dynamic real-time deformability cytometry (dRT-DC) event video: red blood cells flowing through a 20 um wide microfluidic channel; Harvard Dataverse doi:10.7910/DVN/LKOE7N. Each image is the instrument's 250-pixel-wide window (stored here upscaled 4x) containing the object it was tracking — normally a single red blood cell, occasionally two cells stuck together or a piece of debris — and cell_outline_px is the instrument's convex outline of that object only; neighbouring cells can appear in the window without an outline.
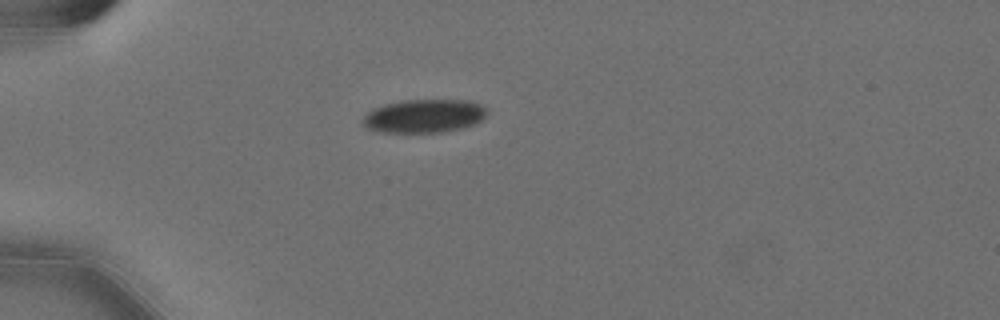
{"species": "Egyptian fruit bat (a non-hibernating species)", "species_latin": "Rousettus aegyptiacus", "temperature_condition": "cold", "stored_images_in_passage": 42, "camera_frame_rate_fps": 3000, "um_per_image_px": 0.085, "animal": {"sex": "female"}, "frame": {"image": 1, "passage_image": 1, "time_ms": 0.0, "image_size_px": [1000, 320], "cell_outline_px": [[488, 112], [480, 120], [464, 128], [440, 132], [380, 132], [368, 128], [364, 124], [364, 116], [372, 108], [384, 104], [404, 100], [472, 100], [480, 104]], "centroid_in_image_um": [36.05, 9.85], "position_along_channel_um": 49.0, "area_um2": 24.04}}
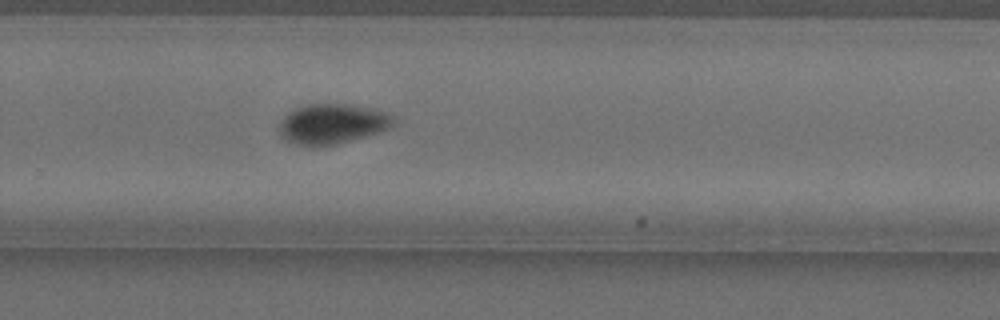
{"frame": {"image": 2, "passage_image": 24, "time_ms": 7.667, "image_size_px": [1000, 320], "cell_outline_px": [[396, 120], [388, 128], [380, 132], [336, 144], [296, 144], [288, 140], [280, 132], [280, 124], [284, 116], [288, 112], [296, 108], [308, 104], [348, 104], [392, 112]], "centroid_in_image_um": [28.32, 10.49], "position_along_channel_um": 301.5, "area_um2": 26.18}}
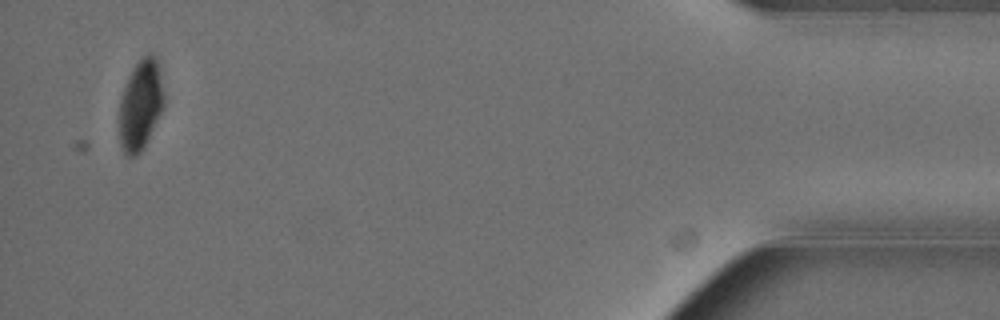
{"frame": {"image": 3, "passage_image": 40, "time_ms": 13.0, "image_size_px": [1000, 320], "cell_outline_px": [[164, 108], [140, 152], [136, 156], [128, 156], [124, 152], [120, 144], [120, 96], [128, 76], [136, 64], [148, 52], [156, 56], [164, 96]], "centroid_in_image_um": [11.94, 8.9], "position_along_channel_um": 423.3, "area_um2": 23.18}}